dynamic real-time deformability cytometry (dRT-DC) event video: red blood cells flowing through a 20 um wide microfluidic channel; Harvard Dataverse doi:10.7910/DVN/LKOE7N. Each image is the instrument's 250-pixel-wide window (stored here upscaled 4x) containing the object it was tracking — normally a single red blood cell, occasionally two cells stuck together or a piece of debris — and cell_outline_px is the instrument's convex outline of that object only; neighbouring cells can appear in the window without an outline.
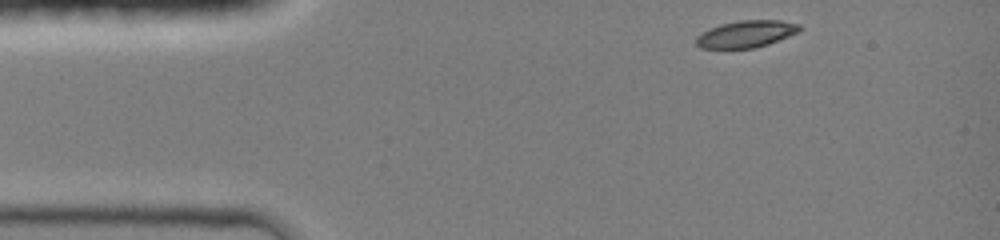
{"species": "common noctule bat (a hibernating species)", "species_latin": "Nyctalus noctula", "temperature_condition": "room temperature", "stored_images_in_passage": 31, "camera_frame_rate_fps": 3000, "um_per_image_px": 0.085, "animal": {"sex": "female", "body_mass_g": 19.0, "forearm_length_mm": 51.5}, "frame": {"image": 1, "passage_image": 1, "time_ms": 0.0, "image_size_px": [1000, 240], "cell_outline_px": [[804, 28], [800, 32], [768, 44], [756, 48], [700, 48], [696, 44], [696, 36], [700, 32], [708, 28], [720, 24], [740, 20], [780, 20], [800, 24]], "centroid_in_image_um": [63.44, 2.88], "position_along_channel_um": 21.6, "area_um2": 16.53}}
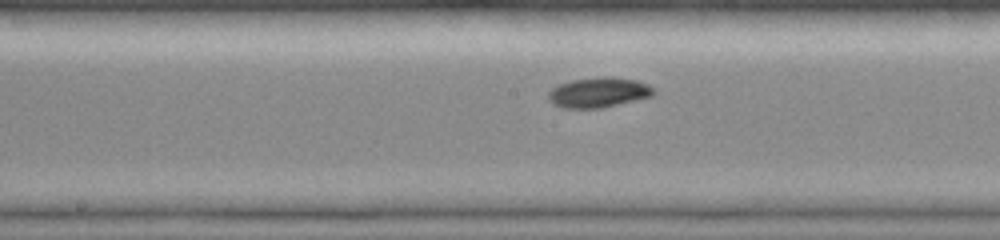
{"frame": {"image": 2, "passage_image": 14, "time_ms": 5.667, "image_size_px": [1000, 240], "cell_outline_px": [[656, 92], [652, 96], [604, 108], [560, 108], [552, 104], [548, 100], [548, 92], [552, 88], [560, 84], [572, 80], [604, 76], [608, 76], [636, 80], [648, 84], [656, 88]], "centroid_in_image_um": [50.89, 7.86], "position_along_channel_um": 197.3, "area_um2": 18.73}}
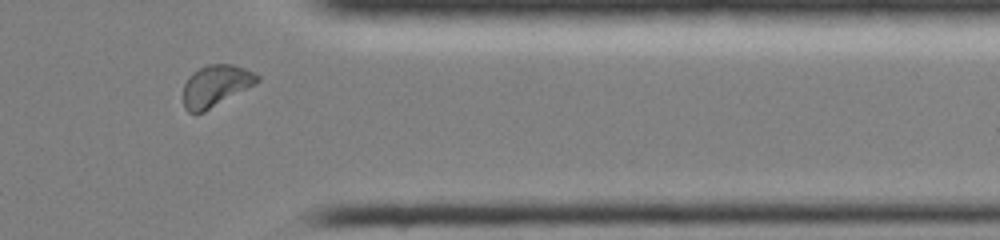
{"frame": {"image": 3, "passage_image": 27, "time_ms": 10.333, "image_size_px": [1000, 240], "cell_outline_px": [[260, 80], [256, 84], [204, 112], [188, 112], [184, 108], [184, 84], [188, 76], [192, 72], [208, 64], [232, 64], [244, 68], [260, 76]], "centroid_in_image_um": [18.34, 7.28], "position_along_channel_um": 393.1, "area_um2": 17.86}, "authors_computed_cell_mechanics": {"area_um2": 17.4556, "velocity_mm_per_s": 4.2276, "shape_relaxation_time_tau1_ms": 2.9344, "shape_relaxation_time_tau2_ms": null, "deformation_change_tau1": 0.1069, "deformation_change_tau2": null}}